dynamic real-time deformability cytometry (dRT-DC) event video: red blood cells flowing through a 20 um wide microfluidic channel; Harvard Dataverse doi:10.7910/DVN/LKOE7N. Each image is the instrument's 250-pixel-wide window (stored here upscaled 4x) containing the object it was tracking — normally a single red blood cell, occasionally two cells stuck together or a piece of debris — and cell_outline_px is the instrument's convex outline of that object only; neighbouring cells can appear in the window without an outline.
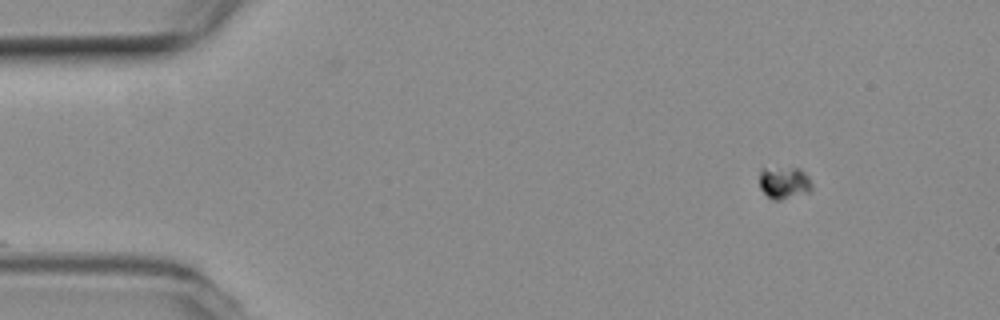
{"species": "common noctule bat (a hibernating species)", "species_latin": "Nyctalus noctula", "temperature_condition": "room temperature", "stored_images_in_passage": 39, "camera_frame_rate_fps": 3000, "um_per_image_px": 0.085, "animal": {"sex": "female", "body_mass_g": 19.3, "forearm_length_mm": 54.1}, "frame": {"image": 1, "passage_image": 1, "time_ms": 0.0, "image_size_px": [1000, 320], "cell_outline_px": [[812, 192], [780, 200], [772, 200], [760, 188], [760, 168], [800, 168], [808, 176], [812, 184]], "centroid_in_image_um": [66.68, 15.54], "position_along_channel_um": 18.3, "area_um2": 10.0}}